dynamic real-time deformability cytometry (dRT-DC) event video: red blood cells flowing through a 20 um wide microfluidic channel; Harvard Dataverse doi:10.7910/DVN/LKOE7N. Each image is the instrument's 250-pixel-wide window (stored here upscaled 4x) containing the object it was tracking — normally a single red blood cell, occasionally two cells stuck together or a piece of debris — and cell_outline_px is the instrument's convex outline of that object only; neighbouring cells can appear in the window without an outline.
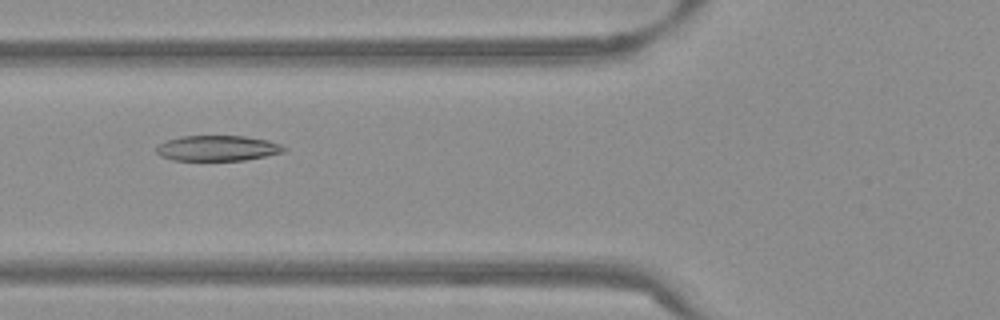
{"species": "Egyptian fruit bat (a non-hibernating species)", "species_latin": "Rousettus aegyptiacus", "temperature_condition": "warm", "stored_images_in_passage": 54, "camera_frame_rate_fps": 3000, "um_per_image_px": 0.085, "frame": {"image": 1, "passage_image": 21, "time_ms": 6.667, "image_size_px": [1000, 320], "cell_outline_px": [[288, 148], [284, 152], [244, 160], [172, 160], [160, 156], [156, 152], [156, 144], [180, 136], [244, 136], [268, 140], [280, 144]], "centroid_in_image_um": [18.47, 12.59], "position_along_channel_um": 107.3, "area_um2": 18.96}}
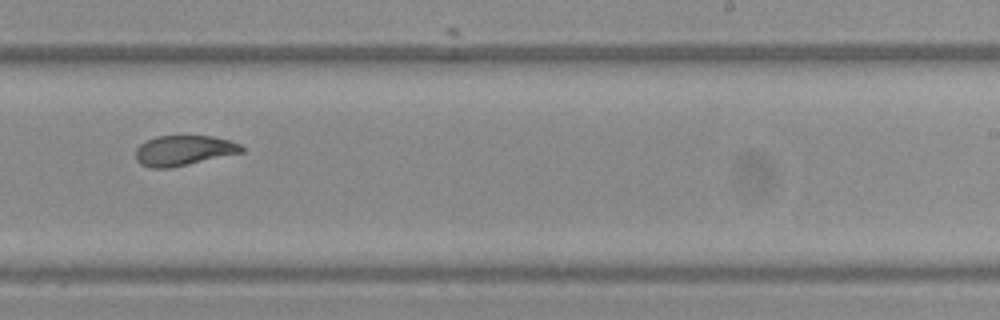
{"frame": {"image": 2, "passage_image": 34, "time_ms": 11.0, "image_size_px": [1000, 320], "cell_outline_px": [[244, 152], [188, 164], [168, 168], [152, 168], [140, 164], [136, 160], [136, 148], [140, 144], [156, 136], [212, 136], [228, 140], [240, 144], [244, 148]], "centroid_in_image_um": [15.61, 12.79], "position_along_channel_um": 273.4, "area_um2": 18.5}}
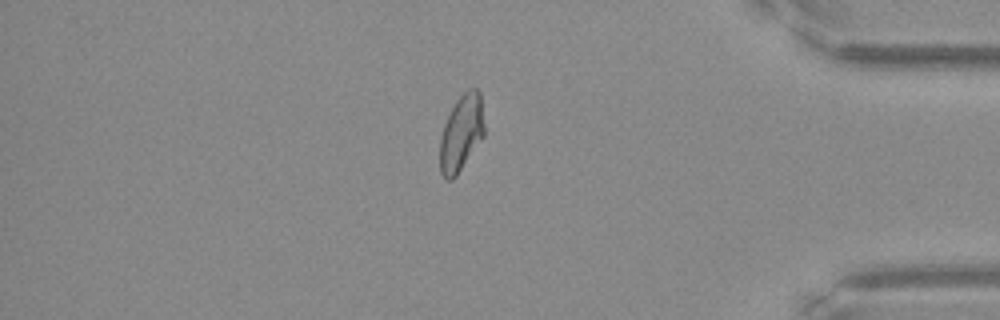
{"frame": {"image": 3, "passage_image": 46, "time_ms": 15.0, "image_size_px": [1000, 320], "cell_outline_px": [[484, 136], [456, 176], [452, 180], [444, 180], [440, 172], [440, 136], [444, 124], [456, 100], [468, 88], [476, 88], [480, 92], [484, 124]], "centroid_in_image_um": [39.2, 11.32], "position_along_channel_um": 396.0, "area_um2": 19.77}, "authors_computed_cell_mechanics": {"area_um2": 19.8832, "velocity_mm_per_s": 3.822, "shape_relaxation_time_tau1_ms": null, "shape_relaxation_time_tau2_ms": 1.5055, "deformation_change_tau1": null, "deformation_change_tau2": 0.0665}}